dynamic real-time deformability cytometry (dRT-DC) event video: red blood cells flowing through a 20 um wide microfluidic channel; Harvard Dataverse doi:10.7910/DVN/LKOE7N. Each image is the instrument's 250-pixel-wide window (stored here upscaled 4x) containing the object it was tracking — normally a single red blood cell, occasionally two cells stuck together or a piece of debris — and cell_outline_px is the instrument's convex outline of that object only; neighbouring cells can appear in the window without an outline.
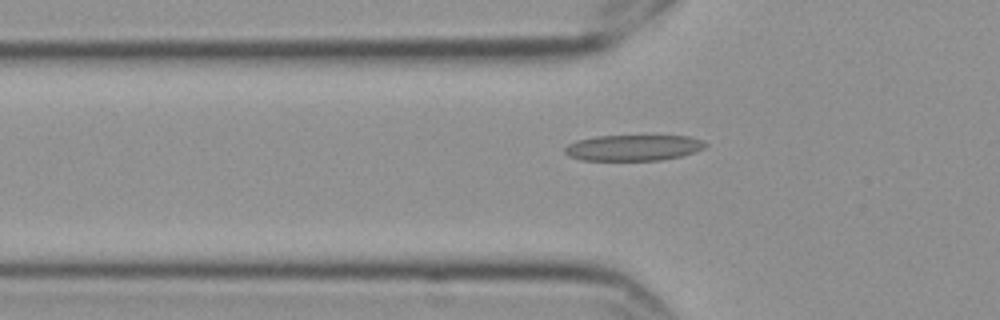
{"species": "Egyptian fruit bat (a non-hibernating species)", "species_latin": "Rousettus aegyptiacus", "temperature_condition": "cold", "stored_images_in_passage": 41, "camera_frame_rate_fps": 3000, "um_per_image_px": 0.085, "frame": {"image": 1, "passage_image": 3, "time_ms": 0.667, "image_size_px": [1000, 320], "cell_outline_px": [[708, 144], [704, 148], [696, 152], [680, 156], [660, 160], [580, 160], [568, 156], [564, 152], [564, 148], [568, 144], [576, 140], [596, 136], [688, 136], [704, 140]], "centroid_in_image_um": [53.83, 12.55], "position_along_channel_um": 72.0, "area_um2": 21.33}}
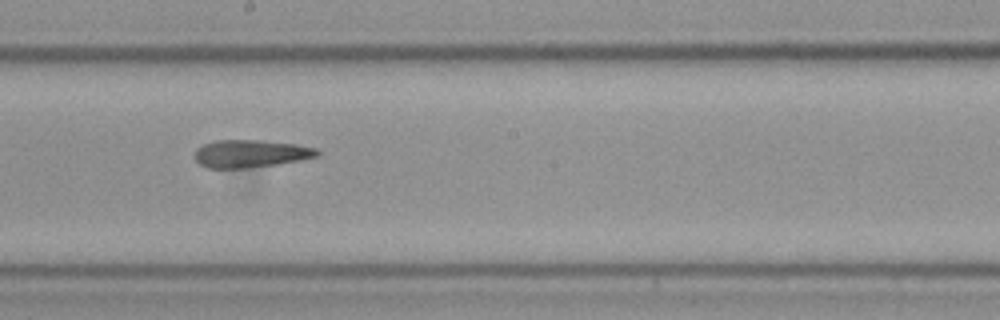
{"frame": {"image": 2, "passage_image": 16, "time_ms": 5.0, "image_size_px": [1000, 320], "cell_outline_px": [[320, 156], [300, 160], [276, 164], [244, 168], [208, 168], [200, 164], [196, 160], [196, 148], [204, 144], [216, 140], [264, 140], [296, 144], [316, 148], [320, 152]], "centroid_in_image_um": [21.33, 13.05], "position_along_channel_um": 226.9, "area_um2": 19.71}}
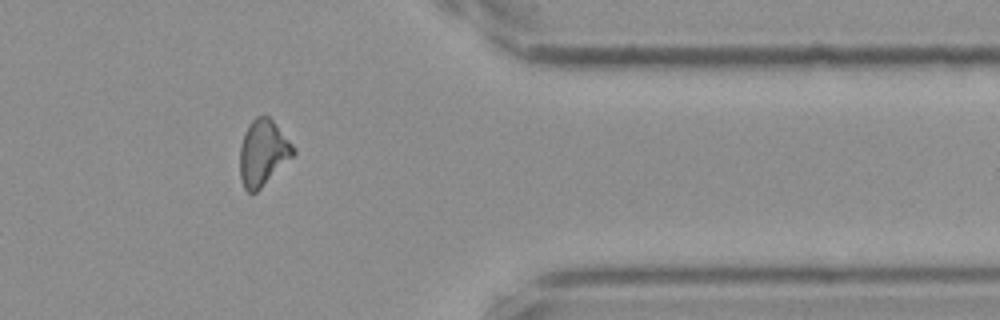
{"frame": {"image": 3, "passage_image": 31, "time_ms": 10.0, "image_size_px": [1000, 320], "cell_outline_px": [[296, 152], [256, 192], [248, 192], [244, 188], [240, 176], [240, 144], [244, 132], [248, 124], [256, 116], [268, 116], [272, 120], [296, 148]], "centroid_in_image_um": [22.33, 12.96], "position_along_channel_um": 389.1, "area_um2": 20.23}, "authors_computed_cell_mechanics": {"area_um2": 20.23, "velocity_mm_per_s": 3.554, "shape_relaxation_time_tau1_ms": null, "shape_relaxation_time_tau2_ms": 1.9405, "deformation_change_tau1": null, "deformation_change_tau2": 0.1093}}